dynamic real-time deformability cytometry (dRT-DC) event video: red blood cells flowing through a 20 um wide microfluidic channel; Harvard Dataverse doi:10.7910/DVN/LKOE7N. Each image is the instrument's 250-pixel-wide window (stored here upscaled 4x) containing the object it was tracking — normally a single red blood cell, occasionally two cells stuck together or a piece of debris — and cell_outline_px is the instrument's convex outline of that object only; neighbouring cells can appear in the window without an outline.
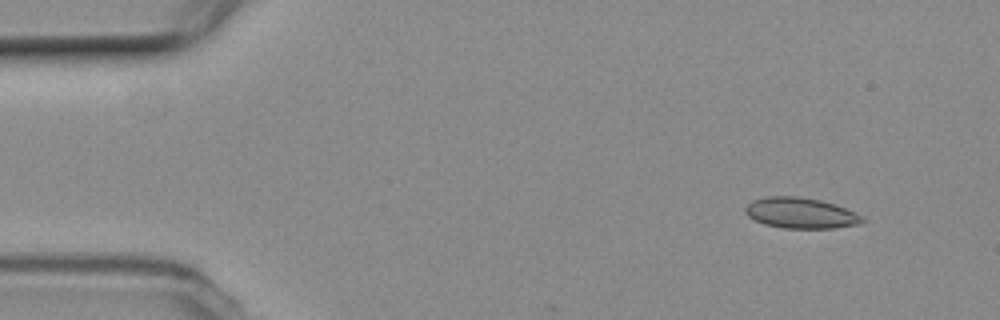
{"species": "common noctule bat (a hibernating species)", "species_latin": "Nyctalus noctula", "temperature_condition": "room temperature", "stored_images_in_passage": 11, "camera_frame_rate_fps": 3000, "um_per_image_px": 0.085, "animal": {"sex": "female", "body_mass_g": 19.3, "forearm_length_mm": 54.1}, "frame": {"image": 1, "passage_image": 1, "time_ms": 0.0, "image_size_px": [1000, 320], "cell_outline_px": [[864, 220], [856, 224], [836, 228], [784, 228], [764, 224], [748, 216], [744, 212], [744, 208], [752, 200], [764, 196], [800, 196], [820, 200], [836, 204], [864, 216]], "centroid_in_image_um": [68.04, 18.09], "position_along_channel_um": 17.0, "area_um2": 21.04}}
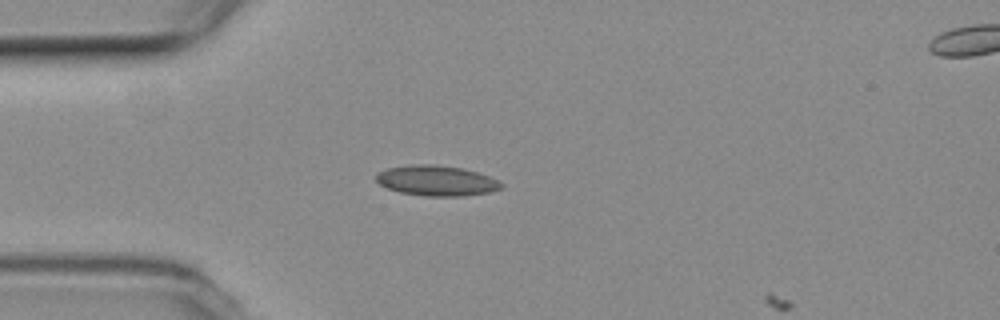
{"frame": {"image": 2, "passage_image": 10, "time_ms": 3.0, "image_size_px": [1000, 320], "cell_outline_px": [[504, 188], [488, 192], [464, 196], [424, 196], [400, 192], [388, 188], [380, 184], [376, 180], [376, 172], [388, 168], [412, 164], [436, 164], [460, 168], [476, 172], [488, 176], [504, 184]], "centroid_in_image_um": [37.09, 15.35], "position_along_channel_um": 47.9, "area_um2": 22.08}}